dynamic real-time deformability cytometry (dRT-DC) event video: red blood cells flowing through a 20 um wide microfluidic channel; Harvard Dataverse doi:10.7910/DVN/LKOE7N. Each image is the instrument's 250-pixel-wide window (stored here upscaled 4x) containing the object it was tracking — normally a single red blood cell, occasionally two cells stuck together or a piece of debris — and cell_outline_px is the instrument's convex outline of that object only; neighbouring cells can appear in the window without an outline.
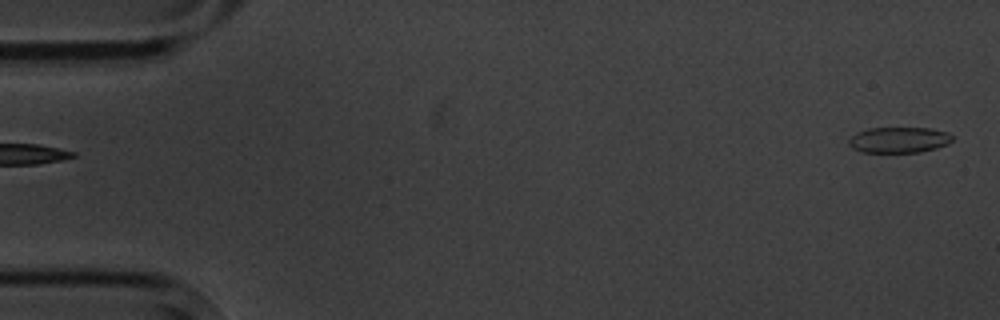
{"species": "common noctule bat (a hibernating species)", "species_latin": "Nyctalus noctula", "temperature_condition": "cold", "stored_images_in_passage": 5, "camera_frame_rate_fps": 3000, "um_per_image_px": 0.085, "animal": {"sex": "male", "body_mass_g": 20.1, "forearm_length_mm": 53.5}, "frame": {"image": 1, "passage_image": 5, "time_ms": 4.667, "image_size_px": [1000, 320], "cell_outline_px": [[952, 140], [948, 144], [936, 148], [920, 152], [860, 152], [852, 148], [848, 144], [848, 140], [856, 132], [868, 128], [932, 128], [948, 132], [952, 136]], "centroid_in_image_um": [76.4, 11.89], "position_along_channel_um": 8.6, "area_um2": 15.66}}